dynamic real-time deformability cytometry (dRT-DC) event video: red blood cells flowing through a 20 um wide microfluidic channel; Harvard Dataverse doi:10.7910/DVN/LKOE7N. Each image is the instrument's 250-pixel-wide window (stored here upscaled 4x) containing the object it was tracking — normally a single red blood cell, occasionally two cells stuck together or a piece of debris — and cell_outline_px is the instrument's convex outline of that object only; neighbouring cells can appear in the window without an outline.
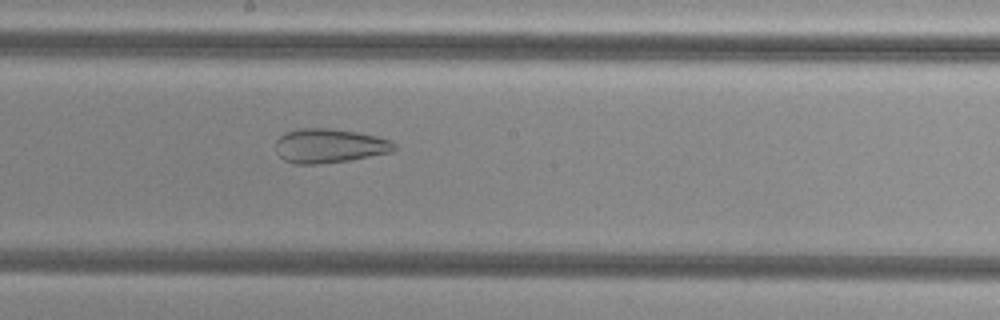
{"species": "common noctule bat (a hibernating species)", "species_latin": "Nyctalus noctula", "temperature_condition": "cold", "stored_images_in_passage": 43, "camera_frame_rate_fps": 3000, "um_per_image_px": 0.085, "animal": {"sex": "female", "body_mass_g": 29.2, "forearm_length_mm": 56.3}, "frame": {"image": 1, "passage_image": 19, "time_ms": 6.0, "image_size_px": [1000, 320], "cell_outline_px": [[396, 148], [392, 152], [348, 160], [320, 164], [296, 164], [284, 160], [276, 152], [276, 140], [284, 132], [296, 128], [332, 128], [356, 132], [376, 136], [388, 140], [396, 144]], "centroid_in_image_um": [27.96, 12.38], "position_along_channel_um": 220.2, "area_um2": 23.7}}
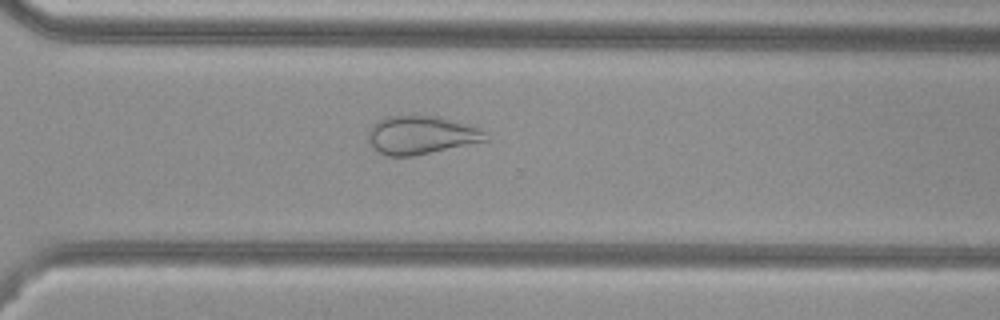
{"frame": {"image": 2, "passage_image": 28, "time_ms": 9.0, "image_size_px": [1000, 320], "cell_outline_px": [[488, 140], [412, 156], [384, 156], [372, 148], [368, 140], [368, 132], [372, 124], [384, 116], [432, 116], [452, 120], [468, 124], [480, 128], [484, 132]], "centroid_in_image_um": [35.73, 11.48], "position_along_channel_um": 334.9, "area_um2": 26.07}}
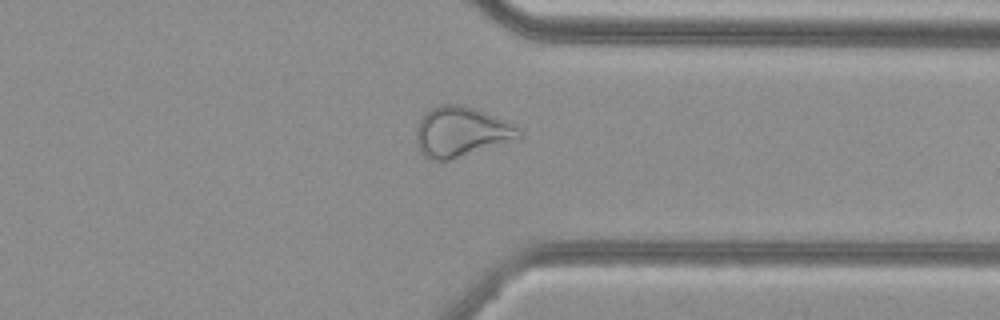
{"frame": {"image": 3, "passage_image": 31, "time_ms": 10.0, "image_size_px": [1000, 320], "cell_outline_px": [[524, 136], [520, 140], [448, 160], [432, 160], [424, 156], [420, 152], [416, 144], [416, 128], [424, 112], [436, 104], [464, 104], [476, 108], [520, 128], [524, 132]], "centroid_in_image_um": [39.22, 11.2], "position_along_channel_um": 372.2, "area_um2": 30.58}}